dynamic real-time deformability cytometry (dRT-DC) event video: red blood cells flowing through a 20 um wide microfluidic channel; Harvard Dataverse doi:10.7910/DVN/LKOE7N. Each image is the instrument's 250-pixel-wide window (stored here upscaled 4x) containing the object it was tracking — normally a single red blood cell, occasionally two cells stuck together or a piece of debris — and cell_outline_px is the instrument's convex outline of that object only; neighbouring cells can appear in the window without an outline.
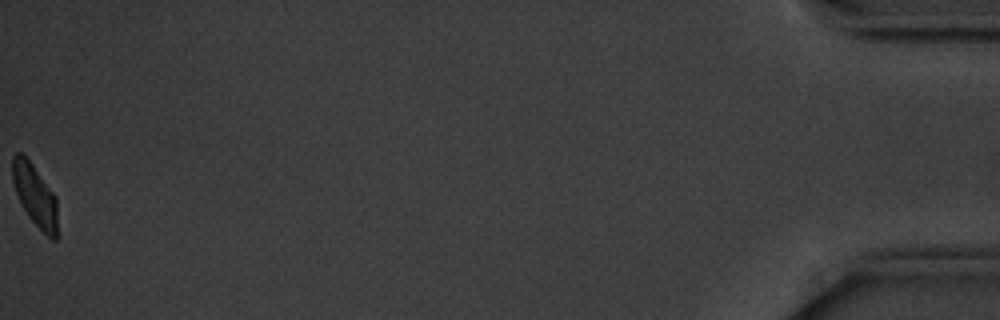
{"species": "common noctule bat (a hibernating species)", "species_latin": "Nyctalus noctula", "temperature_condition": "cold", "stored_images_in_passage": 42, "camera_frame_rate_fps": 3000, "um_per_image_px": 0.085, "animal": {"sex": "male", "body_mass_g": 20.1, "forearm_length_mm": 53.5}, "frame": {"image": 1, "passage_image": 42, "time_ms": 13.667, "image_size_px": [1000, 320], "cell_outline_px": [[56, 240], [52, 240], [28, 216], [16, 192], [12, 180], [12, 156], [16, 152], [20, 152], [32, 164], [56, 196]], "centroid_in_image_um": [2.95, 16.56], "position_along_channel_um": 432.2, "area_um2": 15.78}}